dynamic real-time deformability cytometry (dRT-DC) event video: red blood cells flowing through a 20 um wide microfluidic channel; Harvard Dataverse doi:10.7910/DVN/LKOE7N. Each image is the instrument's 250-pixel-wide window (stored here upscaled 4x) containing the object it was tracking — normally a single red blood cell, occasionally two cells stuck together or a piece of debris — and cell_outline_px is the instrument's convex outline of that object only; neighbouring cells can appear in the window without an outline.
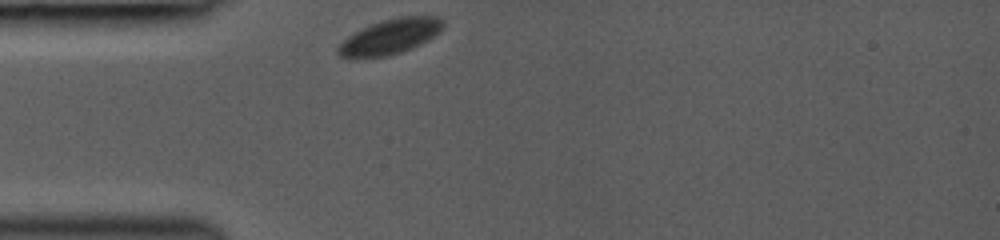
{"species": "common noctule bat (a hibernating species)", "species_latin": "Nyctalus noctula", "temperature_condition": "room temperature", "stored_images_in_passage": 30, "camera_frame_rate_fps": 3000, "um_per_image_px": 0.085, "animal": {"sex": "female", "body_mass_g": 19.0, "forearm_length_mm": 53.3}, "frame": {"image": 1, "passage_image": 1, "time_ms": 0.0, "image_size_px": [1000, 240], "cell_outline_px": [[444, 24], [440, 32], [428, 40], [412, 48], [400, 52], [384, 56], [364, 60], [344, 60], [336, 52], [336, 48], [348, 36], [372, 24], [384, 20], [400, 16], [436, 16], [444, 20]], "centroid_in_image_um": [33.11, 3.16], "position_along_channel_um": 51.9, "area_um2": 21.85}}
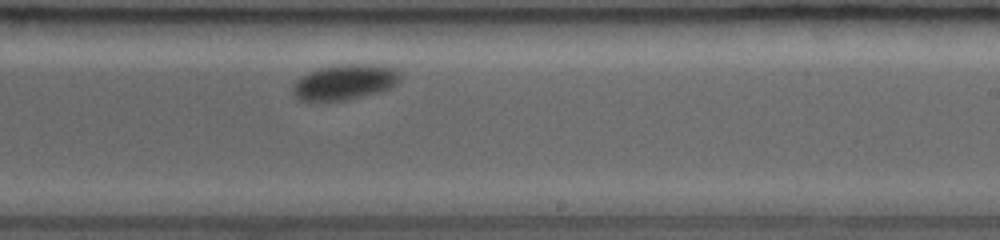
{"frame": {"image": 2, "passage_image": 18, "time_ms": 5.667, "image_size_px": [1000, 240], "cell_outline_px": [[400, 76], [396, 84], [392, 88], [380, 92], [344, 100], [296, 100], [292, 92], [292, 88], [296, 80], [308, 72], [320, 68], [336, 64], [380, 64], [396, 68]], "centroid_in_image_um": [29.31, 6.96], "position_along_channel_um": 259.7, "area_um2": 22.25}}
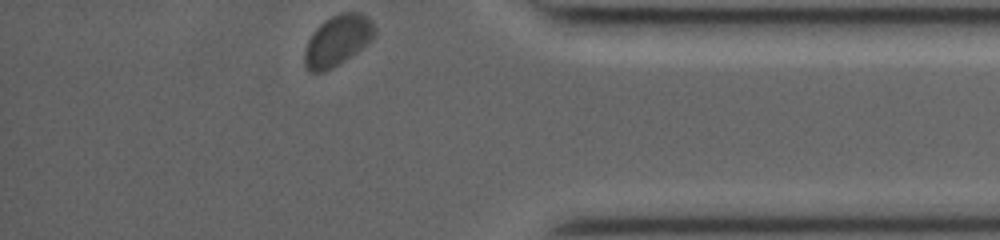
{"frame": {"image": 3, "passage_image": 30, "time_ms": 9.667, "image_size_px": [1000, 240], "cell_outline_px": [[376, 32], [372, 40], [368, 44], [332, 68], [324, 72], [308, 72], [304, 64], [304, 48], [312, 32], [324, 20], [340, 12], [360, 12], [368, 16], [372, 20], [376, 28]], "centroid_in_image_um": [28.69, 3.43], "position_along_channel_um": 406.5, "area_um2": 20.98}, "authors_computed_cell_mechanics": {"area_um2": 22.253, "velocity_mm_per_s": 3.8469, "shape_relaxation_time_tau1_ms": 1.9444, "shape_relaxation_time_tau2_ms": null, "deformation_change_tau1": 0.0721, "deformation_change_tau2": null}}